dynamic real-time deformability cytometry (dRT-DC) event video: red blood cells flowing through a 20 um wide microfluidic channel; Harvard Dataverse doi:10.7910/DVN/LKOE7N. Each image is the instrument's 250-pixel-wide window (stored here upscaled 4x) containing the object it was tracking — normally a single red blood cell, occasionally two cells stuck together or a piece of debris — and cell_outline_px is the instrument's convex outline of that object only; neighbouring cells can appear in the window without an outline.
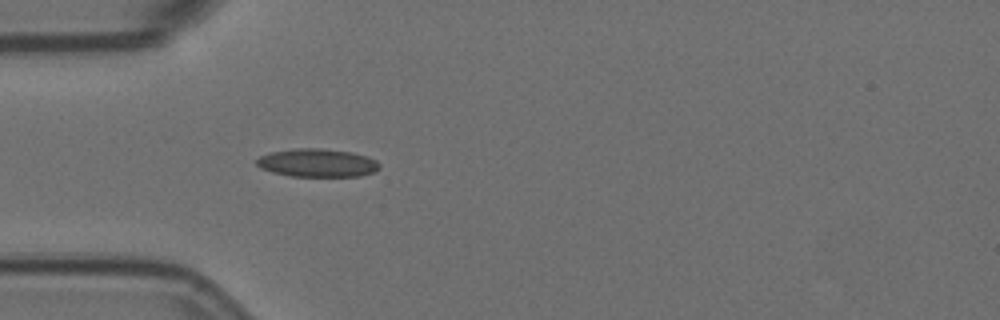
{"species": "Egyptian fruit bat (a non-hibernating species)", "species_latin": "Rousettus aegyptiacus", "temperature_condition": "room temperature", "stored_images_in_passage": 5, "camera_frame_rate_fps": 3000, "um_per_image_px": 0.085, "animal": {"sex": "female"}, "frame": {"image": 1, "passage_image": 5, "time_ms": 1.333, "image_size_px": [1000, 320], "cell_outline_px": [[380, 168], [372, 172], [360, 176], [292, 176], [272, 172], [260, 168], [256, 164], [256, 160], [260, 156], [272, 152], [292, 148], [320, 148], [352, 152], [368, 156], [376, 160], [380, 164]], "centroid_in_image_um": [26.98, 13.83], "position_along_channel_um": 58.0, "area_um2": 20.23}}